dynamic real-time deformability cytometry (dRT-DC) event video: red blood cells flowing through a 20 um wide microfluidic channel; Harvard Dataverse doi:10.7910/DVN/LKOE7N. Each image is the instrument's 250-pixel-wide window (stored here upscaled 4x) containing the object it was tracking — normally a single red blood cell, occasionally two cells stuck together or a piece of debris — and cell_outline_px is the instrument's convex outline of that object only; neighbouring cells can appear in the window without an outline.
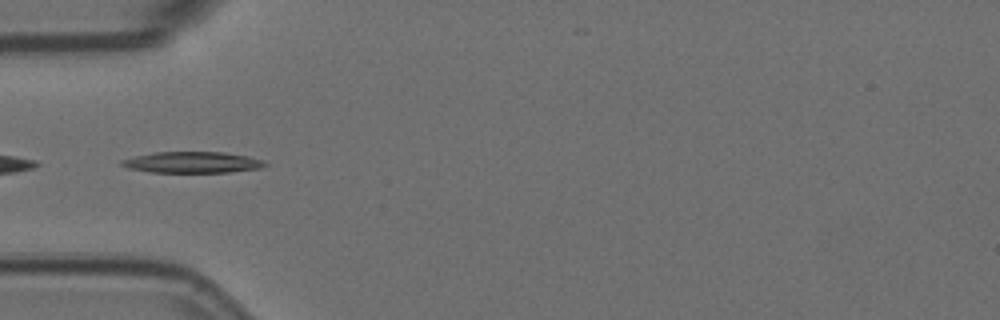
{"species": "Egyptian fruit bat (a non-hibernating species)", "species_latin": "Rousettus aegyptiacus", "temperature_condition": "room temperature", "stored_images_in_passage": 13, "camera_frame_rate_fps": 3000, "um_per_image_px": 0.085, "animal": {"sex": "female"}, "frame": {"image": 1, "passage_image": 4, "time_ms": 1.0, "image_size_px": [1000, 320], "cell_outline_px": [[268, 164], [260, 168], [232, 172], [152, 172], [128, 168], [120, 164], [120, 160], [136, 156], [156, 152], [224, 152], [248, 156], [264, 160]], "centroid_in_image_um": [16.38, 13.8], "position_along_channel_um": 68.6, "area_um2": 17.63}}
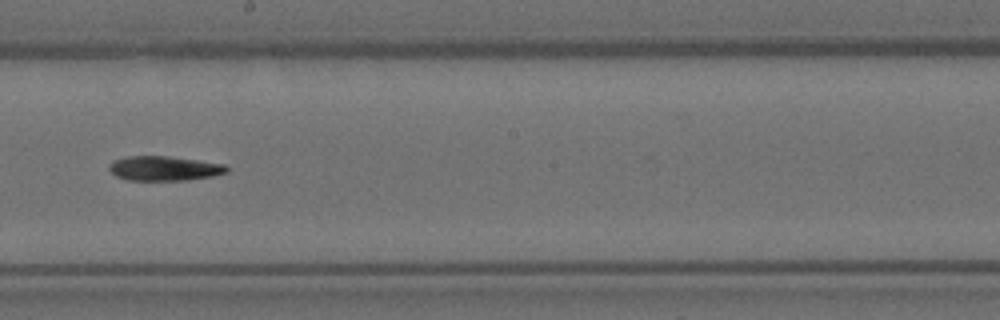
{"frame": {"image": 2, "passage_image": 8, "time_ms": 2.333, "image_size_px": [1000, 320], "cell_outline_px": [[228, 172], [212, 176], [188, 180], [128, 180], [116, 176], [108, 168], [108, 164], [116, 160], [128, 156], [168, 156], [224, 164], [228, 168]], "centroid_in_image_um": [13.95, 14.31], "position_along_channel_um": 234.2, "area_um2": 16.7}}
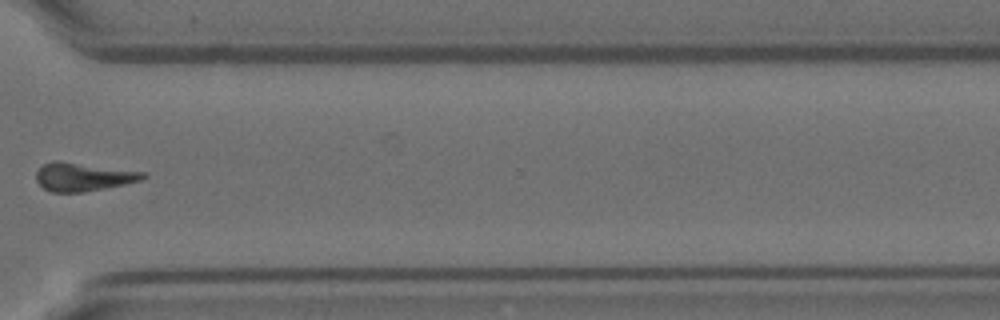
{"frame": {"image": 3, "passage_image": 11, "time_ms": 3.333, "image_size_px": [1000, 320], "cell_outline_px": [[148, 176], [140, 180], [124, 184], [84, 192], [52, 192], [44, 188], [36, 180], [36, 172], [44, 164], [52, 160], [60, 160], [144, 172]], "centroid_in_image_um": [7.04, 15.02], "position_along_channel_um": 363.6, "area_um2": 17.57}}